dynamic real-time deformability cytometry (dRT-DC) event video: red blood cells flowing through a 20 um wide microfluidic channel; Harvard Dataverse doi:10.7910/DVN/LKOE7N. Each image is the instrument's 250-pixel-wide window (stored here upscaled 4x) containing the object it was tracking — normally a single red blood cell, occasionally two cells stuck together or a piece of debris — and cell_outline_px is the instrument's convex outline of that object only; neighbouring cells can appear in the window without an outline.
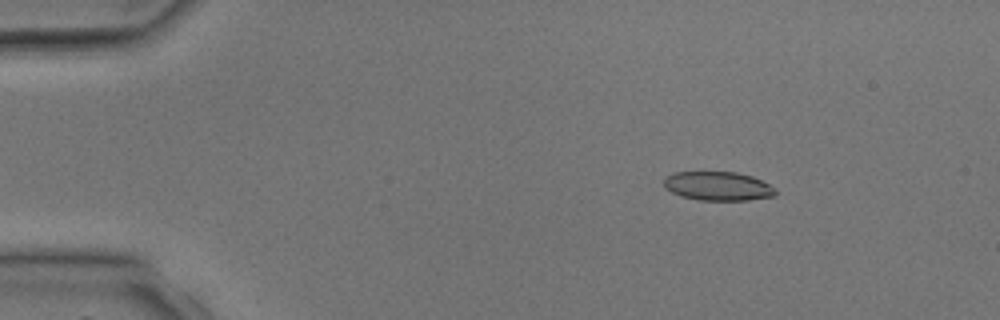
{"species": "common noctule bat (a hibernating species)", "species_latin": "Nyctalus noctula", "temperature_condition": "room temperature", "stored_images_in_passage": 4, "camera_frame_rate_fps": 3000, "um_per_image_px": 0.085, "animal": {"sex": "male", "body_mass_g": 17.9, "forearm_length_mm": 54.2}, "frame": {"image": 1, "passage_image": 1, "time_ms": 0.0, "image_size_px": [1000, 320], "cell_outline_px": [[776, 196], [748, 200], [700, 200], [680, 196], [664, 188], [664, 176], [676, 172], [736, 172], [752, 176], [776, 188]], "centroid_in_image_um": [61.01, 15.82], "position_along_channel_um": 24.0, "area_um2": 18.9}}
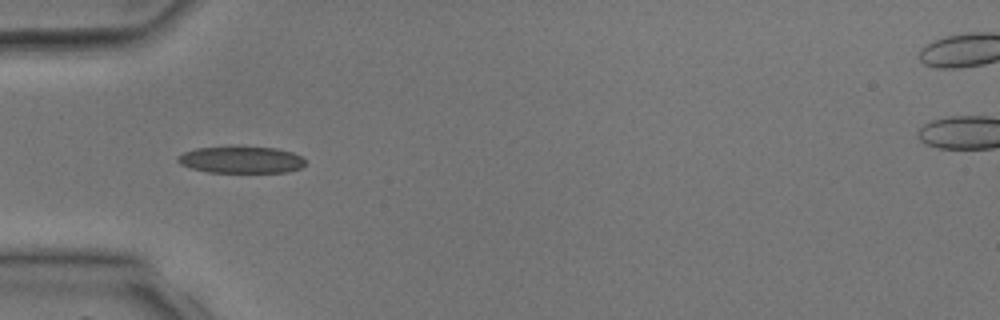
{"frame": {"image": 2, "passage_image": 3, "time_ms": 2.333, "image_size_px": [1000, 320], "cell_outline_px": [[304, 164], [300, 168], [288, 172], [208, 172], [192, 168], [180, 164], [176, 160], [176, 156], [184, 152], [196, 148], [232, 144], [276, 148], [292, 152], [300, 156], [304, 160]], "centroid_in_image_um": [20.45, 13.54], "position_along_channel_um": 64.6, "area_um2": 20.58}}